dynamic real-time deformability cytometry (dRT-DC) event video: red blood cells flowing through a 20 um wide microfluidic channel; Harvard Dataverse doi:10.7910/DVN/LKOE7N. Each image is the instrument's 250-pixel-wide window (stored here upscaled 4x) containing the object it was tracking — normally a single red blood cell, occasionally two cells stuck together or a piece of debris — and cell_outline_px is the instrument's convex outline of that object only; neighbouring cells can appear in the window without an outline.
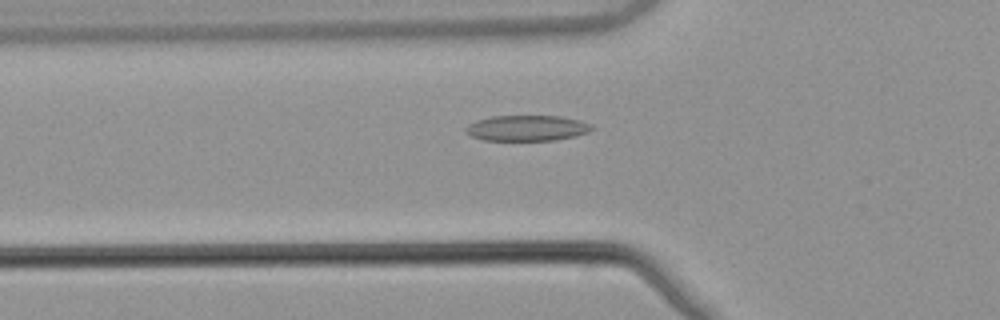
{"species": "common noctule bat (a hibernating species)", "species_latin": "Nyctalus noctula", "temperature_condition": "warm", "stored_images_in_passage": 53, "camera_frame_rate_fps": 3000, "um_per_image_px": 0.085, "animal": {"sex": "male", "body_mass_g": 21.5, "forearm_length_mm": 52.0}, "frame": {"image": 1, "passage_image": 19, "time_ms": 6.0, "image_size_px": [1000, 320], "cell_outline_px": [[596, 128], [588, 132], [576, 136], [556, 140], [484, 140], [472, 136], [464, 132], [464, 128], [468, 124], [476, 120], [492, 116], [560, 116], [580, 120], [592, 124]], "centroid_in_image_um": [44.81, 10.88], "position_along_channel_um": 81.0, "area_um2": 19.02}}
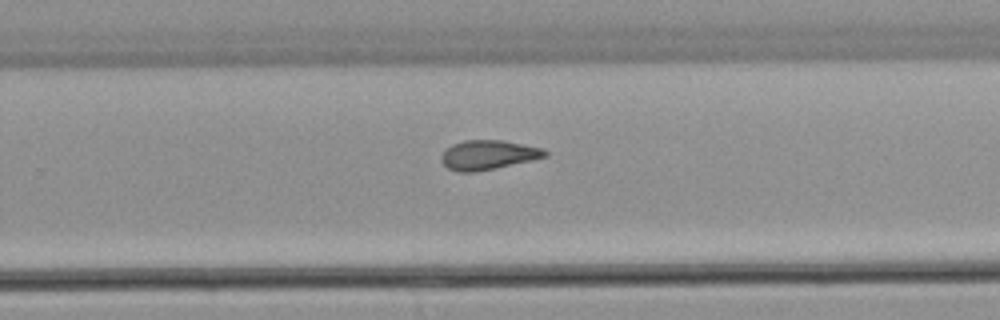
{"frame": {"image": 2, "passage_image": 35, "time_ms": 11.333, "image_size_px": [1000, 320], "cell_outline_px": [[548, 156], [532, 160], [476, 172], [456, 172], [448, 168], [440, 160], [440, 156], [452, 144], [464, 140], [500, 140], [544, 148], [548, 152]], "centroid_in_image_um": [41.49, 13.17], "position_along_channel_um": 288.3, "area_um2": 17.74}}
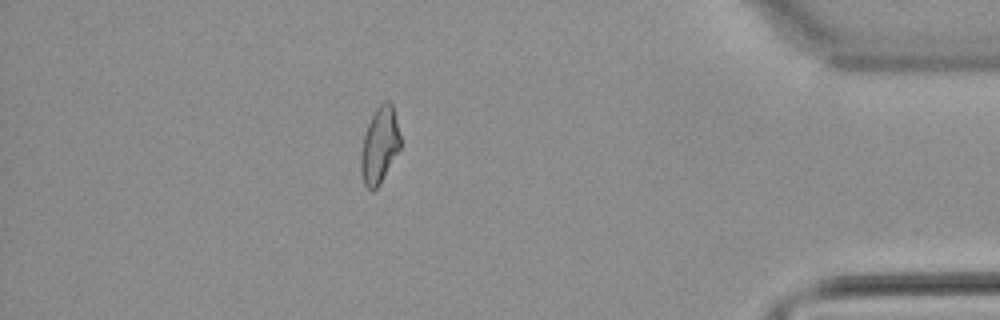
{"frame": {"image": 3, "passage_image": 47, "time_ms": 15.333, "image_size_px": [1000, 320], "cell_outline_px": [[400, 148], [380, 184], [372, 192], [364, 184], [360, 172], [360, 156], [364, 136], [368, 124], [376, 108], [384, 100], [388, 100], [392, 104], [400, 136]], "centroid_in_image_um": [32.25, 12.37], "position_along_channel_um": 403.0, "area_um2": 17.4}, "authors_computed_cell_mechanics": {"area_um2": 18.207, "velocity_mm_per_s": 3.8845, "shape_relaxation_time_tau1_ms": null, "shape_relaxation_time_tau2_ms": 3.3425, "deformation_change_tau1": null, "deformation_change_tau2": 0.1165}}